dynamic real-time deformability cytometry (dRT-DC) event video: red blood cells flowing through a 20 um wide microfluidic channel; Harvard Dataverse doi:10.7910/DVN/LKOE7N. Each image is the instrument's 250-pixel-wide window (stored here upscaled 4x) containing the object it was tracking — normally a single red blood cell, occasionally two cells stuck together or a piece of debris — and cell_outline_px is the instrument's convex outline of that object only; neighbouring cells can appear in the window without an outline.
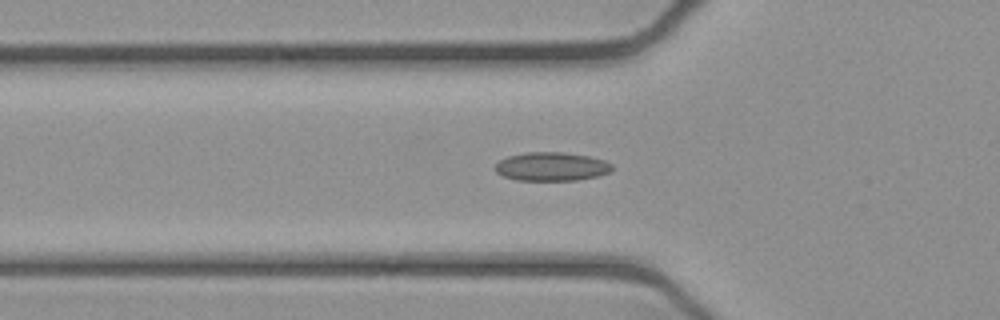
{"species": "common noctule bat (a hibernating species)", "species_latin": "Nyctalus noctula", "temperature_condition": "cold", "stored_images_in_passage": 43, "camera_frame_rate_fps": 3000, "um_per_image_px": 0.085, "animal": {"sex": "female", "body_mass_g": 21.9}, "frame": {"image": 1, "passage_image": 13, "time_ms": 4.0, "image_size_px": [1000, 320], "cell_outline_px": [[612, 168], [608, 172], [596, 176], [576, 180], [516, 180], [504, 176], [496, 172], [492, 168], [500, 160], [508, 156], [528, 152], [564, 152], [588, 156], [604, 160], [612, 164]], "centroid_in_image_um": [46.84, 14.15], "position_along_channel_um": 79.0, "area_um2": 19.42}}
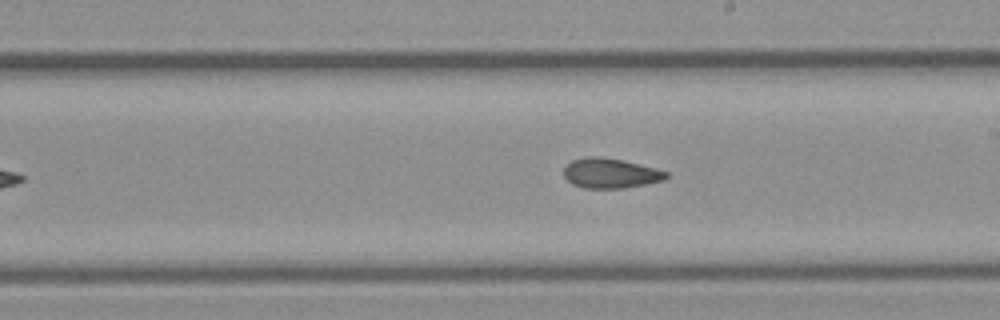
{"frame": {"image": 2, "passage_image": 25, "time_ms": 8.0, "image_size_px": [1000, 320], "cell_outline_px": [[668, 176], [664, 180], [624, 188], [584, 188], [572, 184], [564, 176], [564, 168], [572, 160], [588, 156], [596, 156], [620, 160], [656, 168], [668, 172]], "centroid_in_image_um": [51.88, 14.73], "position_along_channel_um": 237.1, "area_um2": 17.63}}
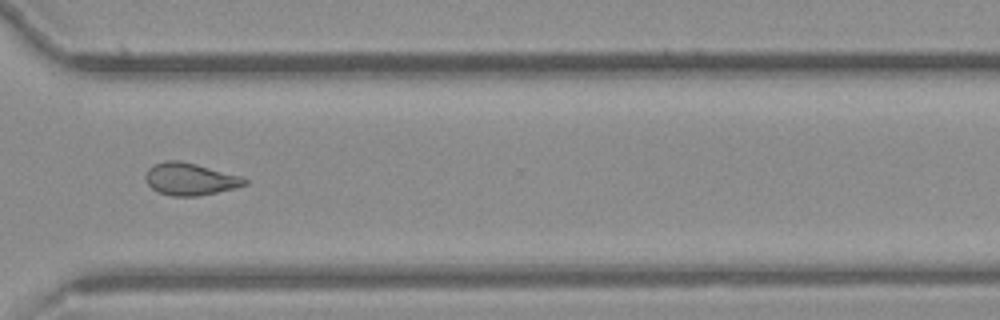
{"frame": {"image": 3, "passage_image": 34, "time_ms": 11.0, "image_size_px": [1000, 320], "cell_outline_px": [[248, 184], [236, 188], [200, 196], [172, 196], [160, 192], [152, 188], [148, 184], [144, 176], [148, 168], [164, 160], [180, 160], [196, 164], [240, 176], [248, 180]], "centroid_in_image_um": [16.16, 15.22], "position_along_channel_um": 354.4, "area_um2": 18.61}, "authors_computed_cell_mechanics": {"area_um2": 18.6116, "velocity_mm_per_s": 3.9202, "shape_relaxation_time_tau1_ms": null, "shape_relaxation_time_tau2_ms": 2.6783, "deformation_change_tau1": null, "deformation_change_tau2": 0.0831}}